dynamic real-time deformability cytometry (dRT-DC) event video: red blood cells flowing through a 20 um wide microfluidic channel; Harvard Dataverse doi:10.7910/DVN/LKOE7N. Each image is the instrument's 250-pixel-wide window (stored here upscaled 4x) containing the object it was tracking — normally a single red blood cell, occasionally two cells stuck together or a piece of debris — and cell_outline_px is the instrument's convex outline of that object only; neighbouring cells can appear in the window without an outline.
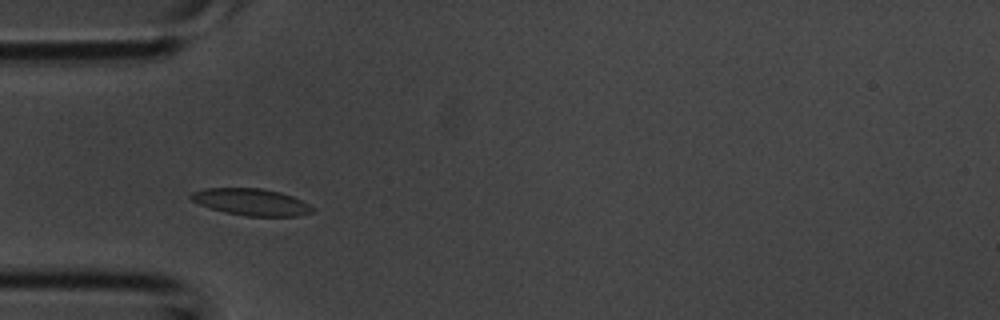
{"species": "common noctule bat (a hibernating species)", "species_latin": "Nyctalus noctula", "temperature_condition": "room temperature", "stored_images_in_passage": 2, "camera_frame_rate_fps": 3000, "um_per_image_px": 0.085, "animal": {"sex": "male", "body_mass_g": 20.1, "forearm_length_mm": 53.5}, "frame": {"image": 1, "passage_image": 1, "time_ms": 0.0, "image_size_px": [1000, 320], "cell_outline_px": [[312, 212], [296, 216], [248, 216], [224, 212], [200, 204], [192, 200], [188, 196], [192, 192], [204, 188], [260, 188], [280, 192], [292, 196], [308, 204], [312, 208]], "centroid_in_image_um": [21.32, 17.16], "position_along_channel_um": 63.7, "area_um2": 18.73}}
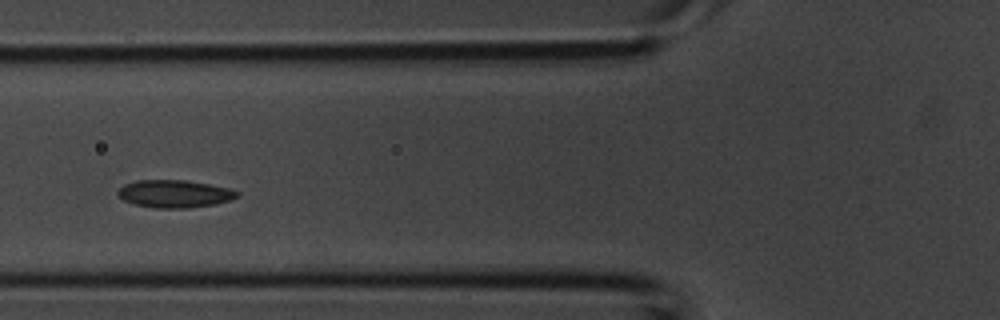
{"frame": {"image": 2, "passage_image": 2, "time_ms": 0.333, "image_size_px": [1000, 320], "cell_outline_px": [[240, 196], [216, 204], [188, 208], [152, 208], [132, 204], [124, 200], [116, 192], [124, 184], [136, 180], [184, 180], [208, 184], [228, 188], [240, 192]], "centroid_in_image_um": [14.82, 16.48], "position_along_channel_um": 111.0, "area_um2": 19.25}}